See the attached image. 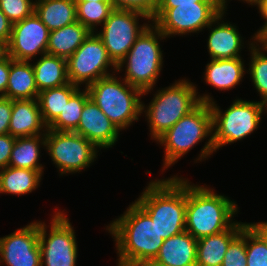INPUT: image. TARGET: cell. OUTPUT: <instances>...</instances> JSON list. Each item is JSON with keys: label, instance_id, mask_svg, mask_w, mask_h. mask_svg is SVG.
<instances>
[{"label": "cell", "instance_id": "6da1fadb", "mask_svg": "<svg viewBox=\"0 0 267 266\" xmlns=\"http://www.w3.org/2000/svg\"><path fill=\"white\" fill-rule=\"evenodd\" d=\"M105 229L115 242L117 266H141L158 255L164 239L152 219L132 201Z\"/></svg>", "mask_w": 267, "mask_h": 266}, {"label": "cell", "instance_id": "7a4b0ae2", "mask_svg": "<svg viewBox=\"0 0 267 266\" xmlns=\"http://www.w3.org/2000/svg\"><path fill=\"white\" fill-rule=\"evenodd\" d=\"M134 202L152 219L164 240L185 231L186 177L151 179Z\"/></svg>", "mask_w": 267, "mask_h": 266}, {"label": "cell", "instance_id": "3957f363", "mask_svg": "<svg viewBox=\"0 0 267 266\" xmlns=\"http://www.w3.org/2000/svg\"><path fill=\"white\" fill-rule=\"evenodd\" d=\"M212 112L210 104L200 102L162 134L156 143L164 147L162 173L172 167L194 147L206 141L193 163L206 161L216 151L213 148ZM200 161V162H199Z\"/></svg>", "mask_w": 267, "mask_h": 266}, {"label": "cell", "instance_id": "277c9868", "mask_svg": "<svg viewBox=\"0 0 267 266\" xmlns=\"http://www.w3.org/2000/svg\"><path fill=\"white\" fill-rule=\"evenodd\" d=\"M236 203L210 186L194 184L186 178L185 231L198 240L227 230L240 212Z\"/></svg>", "mask_w": 267, "mask_h": 266}, {"label": "cell", "instance_id": "5b68a950", "mask_svg": "<svg viewBox=\"0 0 267 266\" xmlns=\"http://www.w3.org/2000/svg\"><path fill=\"white\" fill-rule=\"evenodd\" d=\"M154 92L149 104L145 105L142 101V114L148 123L149 137L153 142L200 102L210 104L215 100L211 93L200 94L196 84L186 77Z\"/></svg>", "mask_w": 267, "mask_h": 266}, {"label": "cell", "instance_id": "8992f818", "mask_svg": "<svg viewBox=\"0 0 267 266\" xmlns=\"http://www.w3.org/2000/svg\"><path fill=\"white\" fill-rule=\"evenodd\" d=\"M167 37L153 24L136 39L127 55L116 65V72L127 83L143 91V97L153 92L163 70V50L160 41ZM125 70V71H124Z\"/></svg>", "mask_w": 267, "mask_h": 266}, {"label": "cell", "instance_id": "52a82bcc", "mask_svg": "<svg viewBox=\"0 0 267 266\" xmlns=\"http://www.w3.org/2000/svg\"><path fill=\"white\" fill-rule=\"evenodd\" d=\"M86 89L93 102L121 132L142 116L143 91L127 83L117 72L100 78Z\"/></svg>", "mask_w": 267, "mask_h": 266}, {"label": "cell", "instance_id": "ba28073f", "mask_svg": "<svg viewBox=\"0 0 267 266\" xmlns=\"http://www.w3.org/2000/svg\"><path fill=\"white\" fill-rule=\"evenodd\" d=\"M212 112L213 148L231 145L256 132L261 125L262 116L267 115V104L261 101H248L241 97L226 109H221L216 100L210 103ZM224 110V111H223Z\"/></svg>", "mask_w": 267, "mask_h": 266}, {"label": "cell", "instance_id": "9c48e42d", "mask_svg": "<svg viewBox=\"0 0 267 266\" xmlns=\"http://www.w3.org/2000/svg\"><path fill=\"white\" fill-rule=\"evenodd\" d=\"M51 221H39L41 266H76L78 245L76 232L65 209L55 207ZM49 228V229H48Z\"/></svg>", "mask_w": 267, "mask_h": 266}, {"label": "cell", "instance_id": "30bf717a", "mask_svg": "<svg viewBox=\"0 0 267 266\" xmlns=\"http://www.w3.org/2000/svg\"><path fill=\"white\" fill-rule=\"evenodd\" d=\"M45 151L59 176L85 171L97 160L99 150L92 142L71 131L47 129ZM68 174V175H67Z\"/></svg>", "mask_w": 267, "mask_h": 266}, {"label": "cell", "instance_id": "8fae6325", "mask_svg": "<svg viewBox=\"0 0 267 266\" xmlns=\"http://www.w3.org/2000/svg\"><path fill=\"white\" fill-rule=\"evenodd\" d=\"M227 7L224 2H197L175 8H157L151 20L167 38H183L204 31Z\"/></svg>", "mask_w": 267, "mask_h": 266}, {"label": "cell", "instance_id": "7c38bea8", "mask_svg": "<svg viewBox=\"0 0 267 266\" xmlns=\"http://www.w3.org/2000/svg\"><path fill=\"white\" fill-rule=\"evenodd\" d=\"M140 19L144 23L141 24ZM149 23H152V20L141 12L114 8L95 33L102 40L109 58L117 65Z\"/></svg>", "mask_w": 267, "mask_h": 266}, {"label": "cell", "instance_id": "4fadbf2b", "mask_svg": "<svg viewBox=\"0 0 267 266\" xmlns=\"http://www.w3.org/2000/svg\"><path fill=\"white\" fill-rule=\"evenodd\" d=\"M114 73L116 65L109 58L102 40L95 32H91L67 59L68 80L79 87L83 85V88H86L100 78Z\"/></svg>", "mask_w": 267, "mask_h": 266}, {"label": "cell", "instance_id": "5bb4252c", "mask_svg": "<svg viewBox=\"0 0 267 266\" xmlns=\"http://www.w3.org/2000/svg\"><path fill=\"white\" fill-rule=\"evenodd\" d=\"M41 266L39 220L0 237V266Z\"/></svg>", "mask_w": 267, "mask_h": 266}, {"label": "cell", "instance_id": "9a60e30c", "mask_svg": "<svg viewBox=\"0 0 267 266\" xmlns=\"http://www.w3.org/2000/svg\"><path fill=\"white\" fill-rule=\"evenodd\" d=\"M49 30L34 12L12 24L8 55L14 60L32 61L47 53Z\"/></svg>", "mask_w": 267, "mask_h": 266}, {"label": "cell", "instance_id": "2e32d148", "mask_svg": "<svg viewBox=\"0 0 267 266\" xmlns=\"http://www.w3.org/2000/svg\"><path fill=\"white\" fill-rule=\"evenodd\" d=\"M227 9L228 7L206 27V31H209L207 39L209 60L243 58L241 51L245 47L249 50L257 41L254 36H250V41L244 40L243 35L241 36L238 30L239 27L236 26L237 24L227 21L224 18L228 14Z\"/></svg>", "mask_w": 267, "mask_h": 266}, {"label": "cell", "instance_id": "e0dca14e", "mask_svg": "<svg viewBox=\"0 0 267 266\" xmlns=\"http://www.w3.org/2000/svg\"><path fill=\"white\" fill-rule=\"evenodd\" d=\"M74 132L92 142L99 150H108L116 145L121 131L89 98Z\"/></svg>", "mask_w": 267, "mask_h": 266}, {"label": "cell", "instance_id": "ac0fdd59", "mask_svg": "<svg viewBox=\"0 0 267 266\" xmlns=\"http://www.w3.org/2000/svg\"><path fill=\"white\" fill-rule=\"evenodd\" d=\"M38 99L12 100L8 133L15 138L46 134Z\"/></svg>", "mask_w": 267, "mask_h": 266}, {"label": "cell", "instance_id": "d6986e66", "mask_svg": "<svg viewBox=\"0 0 267 266\" xmlns=\"http://www.w3.org/2000/svg\"><path fill=\"white\" fill-rule=\"evenodd\" d=\"M197 239L184 231L164 240L151 262L156 266H196Z\"/></svg>", "mask_w": 267, "mask_h": 266}, {"label": "cell", "instance_id": "ffe728a7", "mask_svg": "<svg viewBox=\"0 0 267 266\" xmlns=\"http://www.w3.org/2000/svg\"><path fill=\"white\" fill-rule=\"evenodd\" d=\"M245 62L243 58L210 59L203 72L204 84L223 92L236 88L246 75Z\"/></svg>", "mask_w": 267, "mask_h": 266}, {"label": "cell", "instance_id": "44dd1931", "mask_svg": "<svg viewBox=\"0 0 267 266\" xmlns=\"http://www.w3.org/2000/svg\"><path fill=\"white\" fill-rule=\"evenodd\" d=\"M245 226L236 220L227 230L198 239L196 266H221L229 244Z\"/></svg>", "mask_w": 267, "mask_h": 266}, {"label": "cell", "instance_id": "7402d4cb", "mask_svg": "<svg viewBox=\"0 0 267 266\" xmlns=\"http://www.w3.org/2000/svg\"><path fill=\"white\" fill-rule=\"evenodd\" d=\"M32 61L14 60L10 57V72L5 98L11 100L38 99Z\"/></svg>", "mask_w": 267, "mask_h": 266}, {"label": "cell", "instance_id": "603a6c76", "mask_svg": "<svg viewBox=\"0 0 267 266\" xmlns=\"http://www.w3.org/2000/svg\"><path fill=\"white\" fill-rule=\"evenodd\" d=\"M90 34L91 31L78 21L50 31L47 54L67 60Z\"/></svg>", "mask_w": 267, "mask_h": 266}, {"label": "cell", "instance_id": "cb8c5ba5", "mask_svg": "<svg viewBox=\"0 0 267 266\" xmlns=\"http://www.w3.org/2000/svg\"><path fill=\"white\" fill-rule=\"evenodd\" d=\"M35 60V62L32 60V66L39 92L69 83L66 59L46 53Z\"/></svg>", "mask_w": 267, "mask_h": 266}, {"label": "cell", "instance_id": "d4e9b609", "mask_svg": "<svg viewBox=\"0 0 267 266\" xmlns=\"http://www.w3.org/2000/svg\"><path fill=\"white\" fill-rule=\"evenodd\" d=\"M41 148L45 150V134L16 138L8 166L37 170L44 175L45 165L40 163Z\"/></svg>", "mask_w": 267, "mask_h": 266}, {"label": "cell", "instance_id": "484cf974", "mask_svg": "<svg viewBox=\"0 0 267 266\" xmlns=\"http://www.w3.org/2000/svg\"><path fill=\"white\" fill-rule=\"evenodd\" d=\"M34 12L49 31L77 21L75 0H35Z\"/></svg>", "mask_w": 267, "mask_h": 266}, {"label": "cell", "instance_id": "4316f807", "mask_svg": "<svg viewBox=\"0 0 267 266\" xmlns=\"http://www.w3.org/2000/svg\"><path fill=\"white\" fill-rule=\"evenodd\" d=\"M43 175L32 169L7 166L0 170V194L24 196L40 187Z\"/></svg>", "mask_w": 267, "mask_h": 266}, {"label": "cell", "instance_id": "83f0119b", "mask_svg": "<svg viewBox=\"0 0 267 266\" xmlns=\"http://www.w3.org/2000/svg\"><path fill=\"white\" fill-rule=\"evenodd\" d=\"M80 87L69 82L68 84L39 92L38 102L44 124L49 127L65 108L70 97Z\"/></svg>", "mask_w": 267, "mask_h": 266}, {"label": "cell", "instance_id": "f1b7e54d", "mask_svg": "<svg viewBox=\"0 0 267 266\" xmlns=\"http://www.w3.org/2000/svg\"><path fill=\"white\" fill-rule=\"evenodd\" d=\"M249 52L250 60L246 73L249 74L260 101L267 104V43L257 40Z\"/></svg>", "mask_w": 267, "mask_h": 266}, {"label": "cell", "instance_id": "f546056e", "mask_svg": "<svg viewBox=\"0 0 267 266\" xmlns=\"http://www.w3.org/2000/svg\"><path fill=\"white\" fill-rule=\"evenodd\" d=\"M89 98L88 90L79 88L70 97L63 111L48 129L74 132L78 127L84 104Z\"/></svg>", "mask_w": 267, "mask_h": 266}, {"label": "cell", "instance_id": "4dcf8cb0", "mask_svg": "<svg viewBox=\"0 0 267 266\" xmlns=\"http://www.w3.org/2000/svg\"><path fill=\"white\" fill-rule=\"evenodd\" d=\"M77 21L91 32L98 31L114 9L111 1H75Z\"/></svg>", "mask_w": 267, "mask_h": 266}, {"label": "cell", "instance_id": "1f68e13d", "mask_svg": "<svg viewBox=\"0 0 267 266\" xmlns=\"http://www.w3.org/2000/svg\"><path fill=\"white\" fill-rule=\"evenodd\" d=\"M247 266H267V246L246 225Z\"/></svg>", "mask_w": 267, "mask_h": 266}, {"label": "cell", "instance_id": "d6a6232c", "mask_svg": "<svg viewBox=\"0 0 267 266\" xmlns=\"http://www.w3.org/2000/svg\"><path fill=\"white\" fill-rule=\"evenodd\" d=\"M0 9L15 24L34 13L35 0H0Z\"/></svg>", "mask_w": 267, "mask_h": 266}, {"label": "cell", "instance_id": "836d02e7", "mask_svg": "<svg viewBox=\"0 0 267 266\" xmlns=\"http://www.w3.org/2000/svg\"><path fill=\"white\" fill-rule=\"evenodd\" d=\"M221 266H247L246 226L229 244Z\"/></svg>", "mask_w": 267, "mask_h": 266}, {"label": "cell", "instance_id": "e575fe53", "mask_svg": "<svg viewBox=\"0 0 267 266\" xmlns=\"http://www.w3.org/2000/svg\"><path fill=\"white\" fill-rule=\"evenodd\" d=\"M113 8L134 10L152 19L158 6V0H110Z\"/></svg>", "mask_w": 267, "mask_h": 266}, {"label": "cell", "instance_id": "d590c367", "mask_svg": "<svg viewBox=\"0 0 267 266\" xmlns=\"http://www.w3.org/2000/svg\"><path fill=\"white\" fill-rule=\"evenodd\" d=\"M15 139L9 133L0 135V170L8 166Z\"/></svg>", "mask_w": 267, "mask_h": 266}, {"label": "cell", "instance_id": "8d00e7d4", "mask_svg": "<svg viewBox=\"0 0 267 266\" xmlns=\"http://www.w3.org/2000/svg\"><path fill=\"white\" fill-rule=\"evenodd\" d=\"M12 112V100L0 97V135L8 134Z\"/></svg>", "mask_w": 267, "mask_h": 266}, {"label": "cell", "instance_id": "74e56055", "mask_svg": "<svg viewBox=\"0 0 267 266\" xmlns=\"http://www.w3.org/2000/svg\"><path fill=\"white\" fill-rule=\"evenodd\" d=\"M258 9V13L261 15V19L263 18L264 22L258 30L255 31L253 36L256 40H264L267 37V0H259L254 7Z\"/></svg>", "mask_w": 267, "mask_h": 266}, {"label": "cell", "instance_id": "f35d334b", "mask_svg": "<svg viewBox=\"0 0 267 266\" xmlns=\"http://www.w3.org/2000/svg\"><path fill=\"white\" fill-rule=\"evenodd\" d=\"M10 72V56L0 60V97H5Z\"/></svg>", "mask_w": 267, "mask_h": 266}, {"label": "cell", "instance_id": "ab89813d", "mask_svg": "<svg viewBox=\"0 0 267 266\" xmlns=\"http://www.w3.org/2000/svg\"><path fill=\"white\" fill-rule=\"evenodd\" d=\"M197 2H223L222 0H158L157 8H175L179 5L193 4Z\"/></svg>", "mask_w": 267, "mask_h": 266}, {"label": "cell", "instance_id": "60d3db41", "mask_svg": "<svg viewBox=\"0 0 267 266\" xmlns=\"http://www.w3.org/2000/svg\"><path fill=\"white\" fill-rule=\"evenodd\" d=\"M12 32V23L0 9V39L6 41L10 40Z\"/></svg>", "mask_w": 267, "mask_h": 266}, {"label": "cell", "instance_id": "b9f144b4", "mask_svg": "<svg viewBox=\"0 0 267 266\" xmlns=\"http://www.w3.org/2000/svg\"><path fill=\"white\" fill-rule=\"evenodd\" d=\"M246 225L264 242L267 246V221L246 222Z\"/></svg>", "mask_w": 267, "mask_h": 266}, {"label": "cell", "instance_id": "7bdbcfd3", "mask_svg": "<svg viewBox=\"0 0 267 266\" xmlns=\"http://www.w3.org/2000/svg\"><path fill=\"white\" fill-rule=\"evenodd\" d=\"M8 56V45L7 42L0 39V60Z\"/></svg>", "mask_w": 267, "mask_h": 266}, {"label": "cell", "instance_id": "ee69618b", "mask_svg": "<svg viewBox=\"0 0 267 266\" xmlns=\"http://www.w3.org/2000/svg\"><path fill=\"white\" fill-rule=\"evenodd\" d=\"M259 0H243L244 3L253 6L258 2Z\"/></svg>", "mask_w": 267, "mask_h": 266}, {"label": "cell", "instance_id": "f6af8a7d", "mask_svg": "<svg viewBox=\"0 0 267 266\" xmlns=\"http://www.w3.org/2000/svg\"><path fill=\"white\" fill-rule=\"evenodd\" d=\"M75 1H92V2H97V1H110V0H75Z\"/></svg>", "mask_w": 267, "mask_h": 266}, {"label": "cell", "instance_id": "bcb514c9", "mask_svg": "<svg viewBox=\"0 0 267 266\" xmlns=\"http://www.w3.org/2000/svg\"><path fill=\"white\" fill-rule=\"evenodd\" d=\"M222 1L228 6L229 2L232 1V0H222ZM238 1L242 2L243 0H238Z\"/></svg>", "mask_w": 267, "mask_h": 266}, {"label": "cell", "instance_id": "7dc6e473", "mask_svg": "<svg viewBox=\"0 0 267 266\" xmlns=\"http://www.w3.org/2000/svg\"><path fill=\"white\" fill-rule=\"evenodd\" d=\"M141 266H156V265H153L151 262L150 263H146V264H143Z\"/></svg>", "mask_w": 267, "mask_h": 266}]
</instances>
